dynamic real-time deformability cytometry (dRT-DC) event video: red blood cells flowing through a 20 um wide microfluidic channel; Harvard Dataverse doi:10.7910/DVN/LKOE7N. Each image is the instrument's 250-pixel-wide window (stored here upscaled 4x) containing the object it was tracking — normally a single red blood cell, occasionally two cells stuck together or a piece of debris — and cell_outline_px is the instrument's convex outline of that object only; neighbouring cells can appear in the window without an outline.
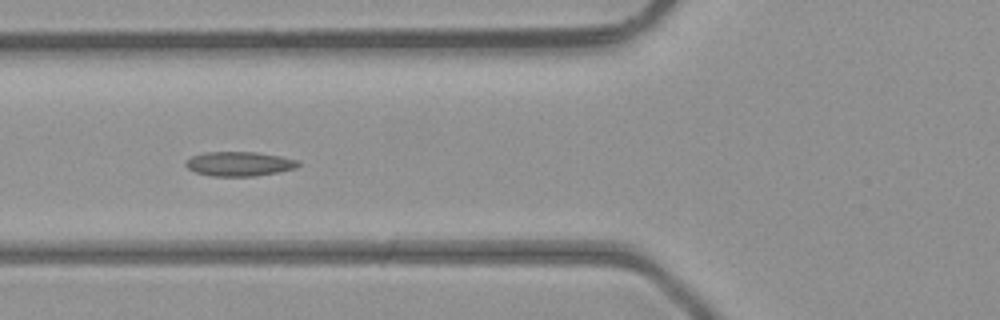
{"species": "common noctule bat (a hibernating species)", "species_latin": "Nyctalus noctula", "temperature_condition": "room temperature", "stored_images_in_passage": 22, "camera_frame_rate_fps": 3000, "um_per_image_px": 0.085, "animal": {"sex": "male", "body_mass_g": 23.1, "forearm_length_mm": 52.7}, "frame": {"image": 1, "passage_image": 6, "time_ms": 1.667, "image_size_px": [1000, 320], "cell_outline_px": [[300, 164], [296, 168], [256, 176], [212, 176], [196, 172], [188, 168], [184, 164], [192, 156], [204, 152], [256, 152], [280, 156], [296, 160]], "centroid_in_image_um": [20.32, 13.92], "position_along_channel_um": 105.5, "area_um2": 15.84}}
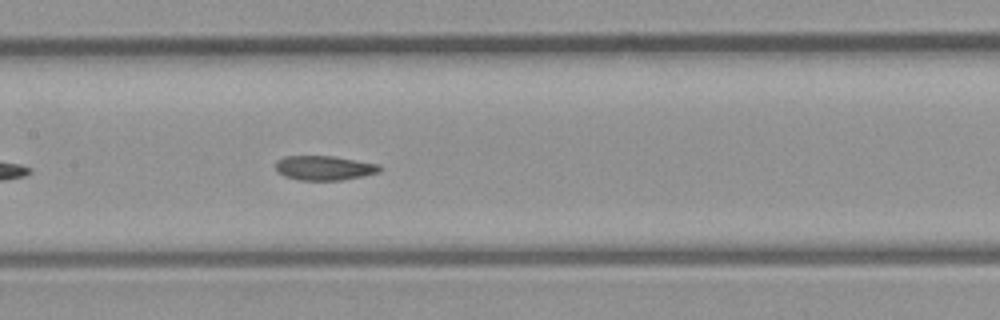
{"frame": {"image": 2, "passage_image": 11, "time_ms": 3.333, "image_size_px": [1000, 320], "cell_outline_px": [[380, 172], [364, 176], [340, 180], [300, 180], [284, 176], [276, 168], [276, 160], [284, 156], [332, 156], [380, 164]], "centroid_in_image_um": [27.57, 14.27], "position_along_channel_um": 179.8, "area_um2": 14.8}}
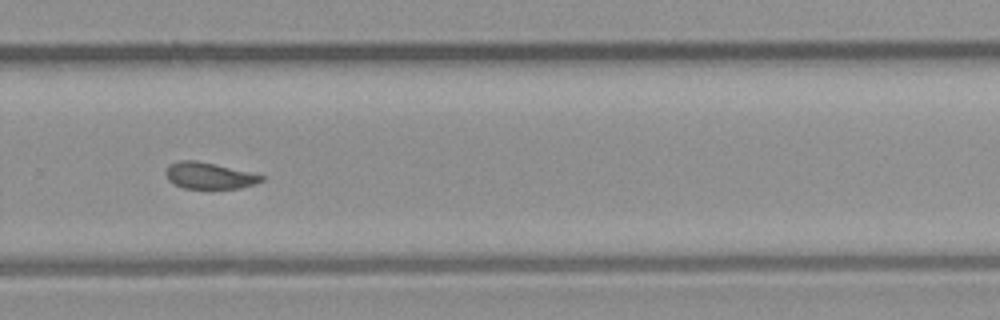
{"frame": {"image": 3, "passage_image": 20, "time_ms": 6.333, "image_size_px": [1000, 320], "cell_outline_px": [[264, 180], [256, 184], [240, 188], [184, 188], [168, 180], [164, 172], [168, 164], [180, 160], [196, 160], [248, 172], [264, 176]], "centroid_in_image_um": [17.74, 14.93], "position_along_channel_um": 312.1, "area_um2": 14.57}}